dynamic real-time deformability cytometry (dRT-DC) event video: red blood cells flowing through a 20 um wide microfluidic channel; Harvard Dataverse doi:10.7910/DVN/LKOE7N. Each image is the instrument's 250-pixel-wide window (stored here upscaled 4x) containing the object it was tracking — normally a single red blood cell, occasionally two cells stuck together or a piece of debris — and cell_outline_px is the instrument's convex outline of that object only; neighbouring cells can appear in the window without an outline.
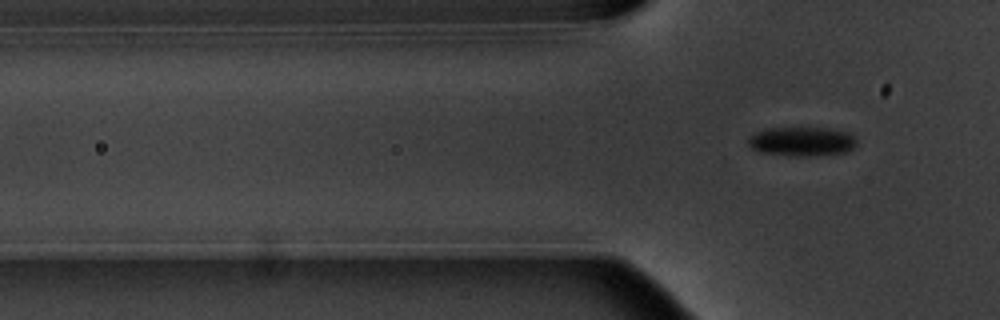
{"species": "common noctule bat (a hibernating species)", "species_latin": "Nyctalus noctula", "temperature_condition": "warm", "stored_images_in_passage": 7, "camera_frame_rate_fps": 3000, "um_per_image_px": 0.085, "animal": {"sex": "male", "body_mass_g": 20.1, "forearm_length_mm": 53.5}, "frame": {"image": 1, "passage_image": 7, "time_ms": 7.0, "image_size_px": [1000, 320], "cell_outline_px": [[856, 144], [852, 148], [844, 152], [816, 156], [788, 156], [760, 152], [752, 148], [748, 144], [748, 140], [756, 132], [768, 128], [828, 128], [852, 132], [856, 140]], "centroid_in_image_um": [68.19, 12.03], "position_along_channel_um": 57.6, "area_um2": 18.55}}